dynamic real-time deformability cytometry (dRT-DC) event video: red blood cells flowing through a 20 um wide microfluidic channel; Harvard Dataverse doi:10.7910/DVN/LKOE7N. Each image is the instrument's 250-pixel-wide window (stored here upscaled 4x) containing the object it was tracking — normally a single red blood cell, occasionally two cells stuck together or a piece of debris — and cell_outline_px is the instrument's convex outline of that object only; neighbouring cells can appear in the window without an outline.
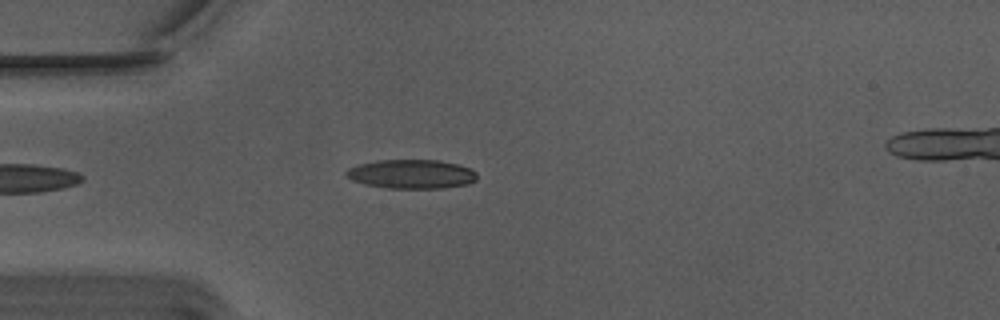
{"species": "Egyptian fruit bat (a non-hibernating species)", "species_latin": "Rousettus aegyptiacus", "temperature_condition": "warm", "stored_images_in_passage": 26, "camera_frame_rate_fps": 3000, "um_per_image_px": 0.085, "animal": {"sex": "male"}, "frame": {"image": 1, "passage_image": 5, "time_ms": 1.333, "image_size_px": [1000, 320], "cell_outline_px": [[476, 180], [468, 184], [440, 188], [388, 188], [364, 184], [352, 180], [344, 176], [344, 172], [348, 168], [360, 164], [376, 160], [440, 160], [456, 164], [468, 168], [476, 172]], "centroid_in_image_um": [34.93, 14.79], "position_along_channel_um": 50.1, "area_um2": 22.14}}
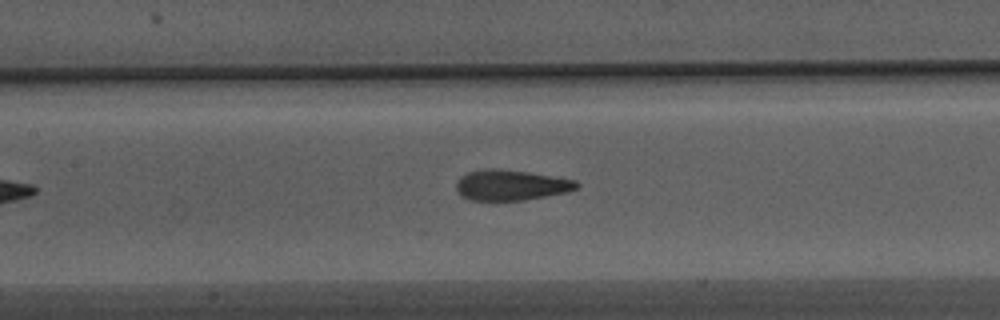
{"frame": {"image": 2, "passage_image": 15, "time_ms": 4.667, "image_size_px": [1000, 320], "cell_outline_px": [[580, 184], [576, 188], [568, 192], [524, 200], [472, 200], [460, 196], [456, 188], [456, 184], [460, 176], [468, 172], [484, 168], [492, 168], [528, 172], [576, 180]], "centroid_in_image_um": [43.41, 15.73], "position_along_channel_um": 164.0, "area_um2": 21.39}}
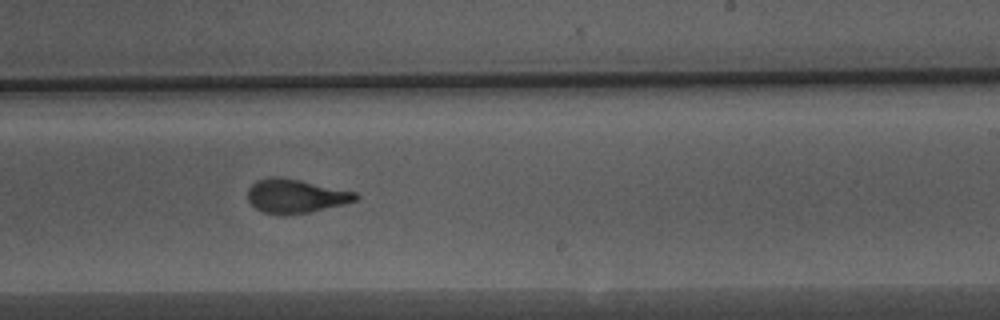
{"frame": {"image": 3, "passage_image": 23, "time_ms": 7.333, "image_size_px": [1000, 320], "cell_outline_px": [[360, 196], [356, 200], [344, 204], [308, 212], [264, 212], [256, 208], [248, 200], [248, 188], [256, 180], [268, 176], [276, 176], [300, 180], [356, 192]], "centroid_in_image_um": [25.13, 16.61], "position_along_channel_um": 263.9, "area_um2": 20.69}}